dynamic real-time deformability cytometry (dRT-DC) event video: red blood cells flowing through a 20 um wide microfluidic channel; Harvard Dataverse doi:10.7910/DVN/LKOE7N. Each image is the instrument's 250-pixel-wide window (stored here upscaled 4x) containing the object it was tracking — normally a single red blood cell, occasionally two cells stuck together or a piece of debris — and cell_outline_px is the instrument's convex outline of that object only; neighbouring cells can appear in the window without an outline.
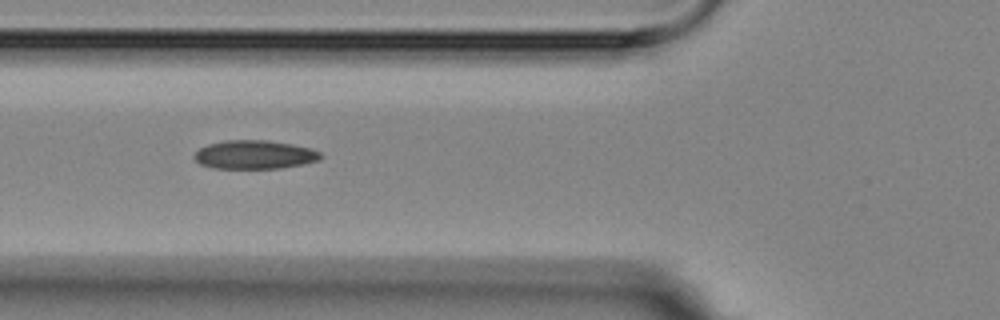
{"species": "Egyptian fruit bat (a non-hibernating species)", "species_latin": "Rousettus aegyptiacus", "temperature_condition": "room temperature", "stored_images_in_passage": 15, "camera_frame_rate_fps": 3000, "um_per_image_px": 0.085, "animal": {"sex": "female"}, "frame": {"image": 1, "passage_image": 6, "time_ms": 5.667, "image_size_px": [1000, 320], "cell_outline_px": [[324, 156], [320, 160], [304, 164], [280, 168], [212, 168], [200, 164], [192, 156], [200, 148], [208, 144], [224, 140], [268, 140], [292, 144], [312, 148], [320, 152]], "centroid_in_image_um": [21.66, 13.14], "position_along_channel_um": 104.1, "area_um2": 21.27}}
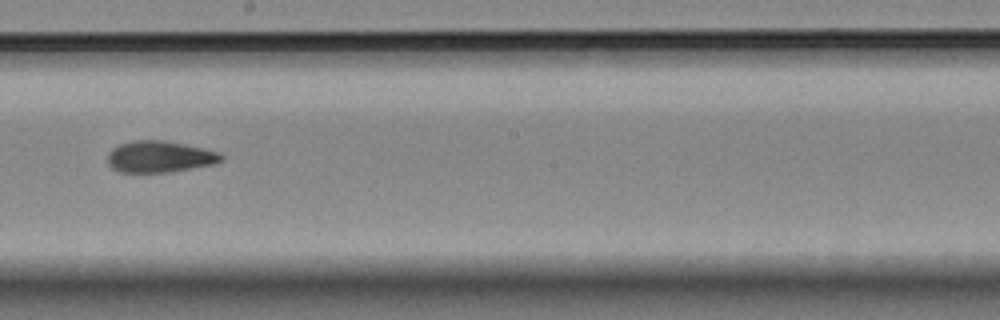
{"frame": {"image": 2, "passage_image": 9, "time_ms": 9.333, "image_size_px": [1000, 320], "cell_outline_px": [[224, 160], [212, 164], [172, 172], [120, 172], [112, 168], [108, 164], [108, 152], [112, 148], [120, 144], [132, 140], [164, 140], [184, 144], [220, 152], [224, 156]], "centroid_in_image_um": [13.57, 13.31], "position_along_channel_um": 234.6, "area_um2": 20.92}}
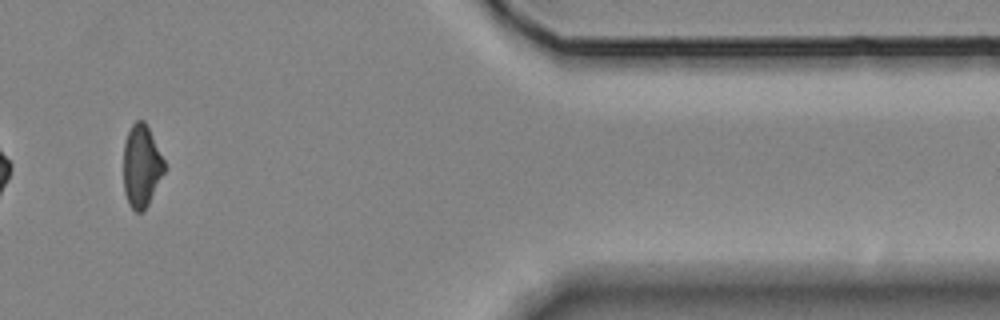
{"frame": {"image": 3, "passage_image": 14, "time_ms": 15.0, "image_size_px": [1000, 320], "cell_outline_px": [[168, 168], [144, 212], [136, 212], [128, 204], [124, 192], [124, 144], [128, 132], [132, 124], [136, 120], [144, 120]], "centroid_in_image_um": [12.05, 14.16], "position_along_channel_um": 399.4, "area_um2": 19.83}, "authors_computed_cell_mechanics": {"area_um2": 21.0392, "velocity_mm_per_s": 3.5535, "shape_relaxation_time_tau1_ms": 8.8643, "shape_relaxation_time_tau2_ms": 2.7826, "deformation_change_tau1": 0.1721, "deformation_change_tau2": 0.0614}}